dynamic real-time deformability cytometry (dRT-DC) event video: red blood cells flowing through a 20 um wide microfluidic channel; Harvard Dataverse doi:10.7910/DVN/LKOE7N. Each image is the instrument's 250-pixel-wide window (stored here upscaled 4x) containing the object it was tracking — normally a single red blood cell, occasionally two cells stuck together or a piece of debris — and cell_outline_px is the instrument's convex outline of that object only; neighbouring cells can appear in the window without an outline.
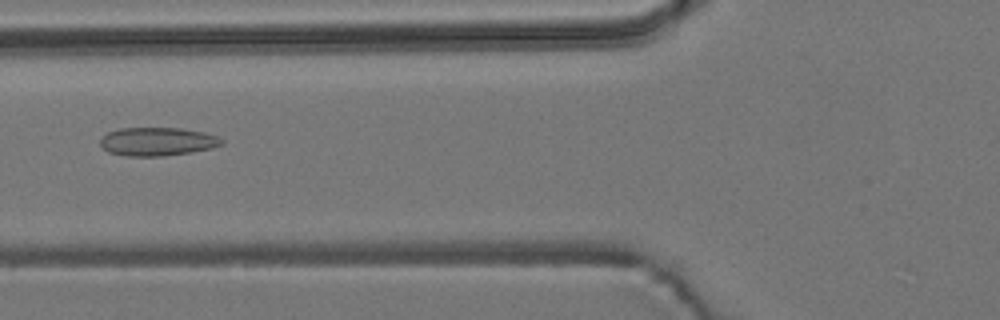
{"species": "common noctule bat (a hibernating species)", "species_latin": "Nyctalus noctula", "temperature_condition": "room temperature", "stored_images_in_passage": 41, "camera_frame_rate_fps": 3000, "um_per_image_px": 0.085, "animal": {"sex": "male", "body_mass_g": 19.2, "forearm_length_mm": 51.8}, "frame": {"image": 1, "passage_image": 15, "time_ms": 4.667, "image_size_px": [1000, 320], "cell_outline_px": [[224, 144], [212, 148], [192, 152], [164, 156], [124, 156], [108, 152], [100, 144], [100, 136], [108, 132], [120, 128], [180, 128], [204, 132], [216, 136], [224, 140]], "centroid_in_image_um": [13.37, 12.03], "position_along_channel_um": 112.4, "area_um2": 20.29}}
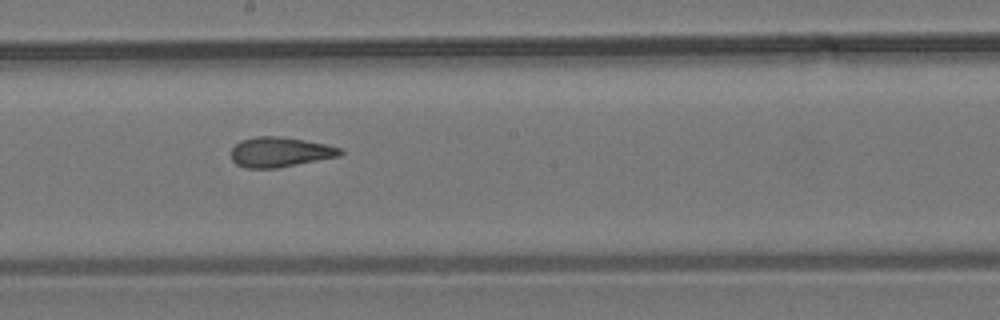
{"frame": {"image": 2, "passage_image": 24, "time_ms": 7.667, "image_size_px": [1000, 320], "cell_outline_px": [[344, 152], [340, 156], [276, 168], [244, 168], [236, 164], [232, 160], [232, 148], [240, 140], [256, 136], [280, 136], [304, 140], [344, 148]], "centroid_in_image_um": [23.81, 12.92], "position_along_channel_um": 224.4, "area_um2": 19.07}}
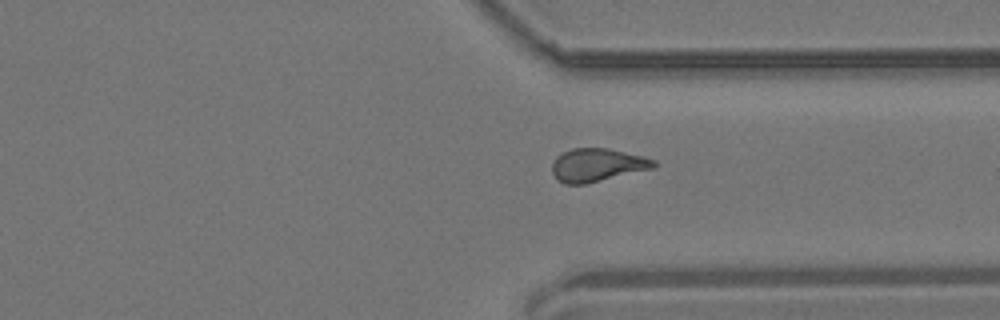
{"frame": {"image": 3, "passage_image": 35, "time_ms": 11.333, "image_size_px": [1000, 320], "cell_outline_px": [[656, 168], [584, 184], [564, 184], [556, 180], [552, 172], [552, 164], [556, 156], [572, 148], [608, 148], [644, 156], [656, 160]], "centroid_in_image_um": [50.77, 14.03], "position_along_channel_um": 360.6, "area_um2": 19.83}, "authors_computed_cell_mechanics": {"area_um2": 19.4208, "velocity_mm_per_s": 3.7205, "shape_relaxation_time_tau1_ms": null, "shape_relaxation_time_tau2_ms": 1.942, "deformation_change_tau1": null, "deformation_change_tau2": 0.0992}}